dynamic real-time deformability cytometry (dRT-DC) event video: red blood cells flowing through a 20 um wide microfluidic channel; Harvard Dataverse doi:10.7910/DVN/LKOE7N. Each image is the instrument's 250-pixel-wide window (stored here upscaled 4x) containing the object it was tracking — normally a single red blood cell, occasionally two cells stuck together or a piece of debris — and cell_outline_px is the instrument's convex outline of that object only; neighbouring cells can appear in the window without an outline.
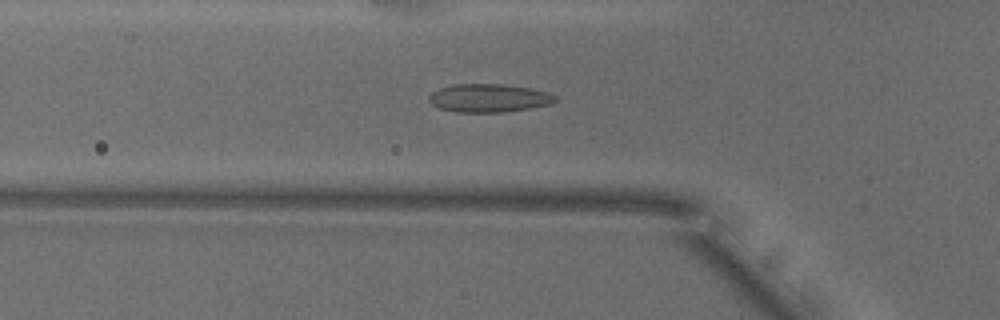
{"species": "common noctule bat (a hibernating species)", "species_latin": "Nyctalus noctula", "temperature_condition": "warm", "stored_images_in_passage": 47, "camera_frame_rate_fps": 3000, "um_per_image_px": 0.085, "animal": {"sex": "male", "body_mass_g": 18.8}, "frame": {"image": 1, "passage_image": 12, "time_ms": 3.667, "image_size_px": [1000, 320], "cell_outline_px": [[560, 100], [552, 104], [532, 108], [504, 112], [456, 112], [440, 108], [432, 104], [428, 100], [428, 96], [432, 92], [440, 88], [452, 84], [504, 84], [532, 88], [548, 92], [556, 96]], "centroid_in_image_um": [41.6, 8.33], "position_along_channel_um": 84.2, "area_um2": 21.1}}
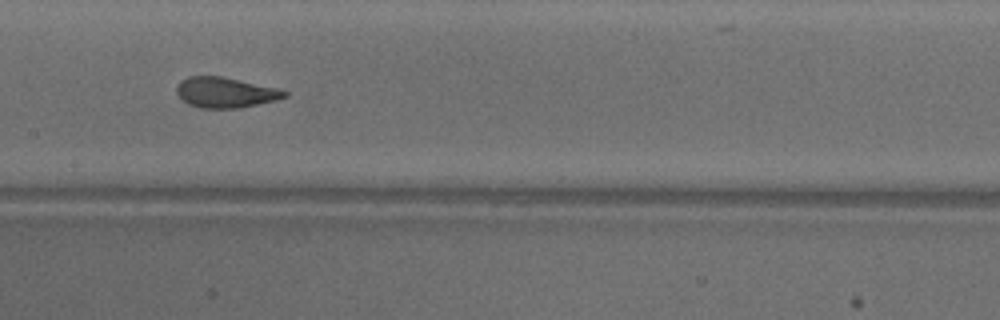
{"frame": {"image": 2, "passage_image": 20, "time_ms": 6.333, "image_size_px": [1000, 320], "cell_outline_px": [[288, 96], [276, 100], [240, 108], [200, 108], [188, 104], [176, 92], [176, 88], [180, 80], [188, 76], [220, 76], [276, 88], [288, 92]], "centroid_in_image_um": [19.14, 7.86], "position_along_channel_um": 188.3, "area_um2": 18.96}}
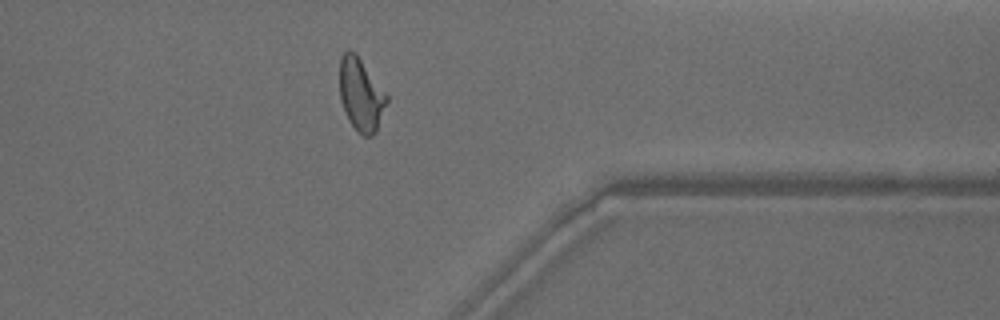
{"frame": {"image": 3, "passage_image": 36, "time_ms": 11.667, "image_size_px": [1000, 320], "cell_outline_px": [[388, 100], [376, 132], [372, 136], [364, 136], [348, 120], [344, 112], [340, 100], [340, 60], [344, 52], [348, 48], [356, 52], [388, 96]], "centroid_in_image_um": [30.67, 8.02], "position_along_channel_um": 380.7, "area_um2": 19.94}, "authors_computed_cell_mechanics": {"area_um2": 19.941, "velocity_mm_per_s": 3.8687, "shape_relaxation_time_tau1_ms": 5.1797, "shape_relaxation_time_tau2_ms": 0.9344, "deformation_change_tau1": 0.1699, "deformation_change_tau2": 0.0732}}